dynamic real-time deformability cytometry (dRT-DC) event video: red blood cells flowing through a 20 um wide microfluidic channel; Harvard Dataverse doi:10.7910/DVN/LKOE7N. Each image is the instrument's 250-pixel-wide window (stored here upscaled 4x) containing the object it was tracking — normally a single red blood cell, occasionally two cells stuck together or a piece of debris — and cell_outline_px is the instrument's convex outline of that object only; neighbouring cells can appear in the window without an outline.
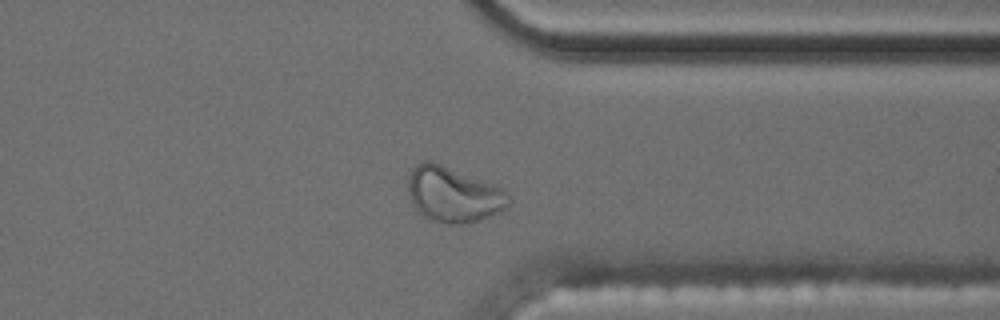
{"species": "common noctule bat (a hibernating species)", "species_latin": "Nyctalus noctula", "temperature_condition": "cold", "stored_images_in_passage": 46, "camera_frame_rate_fps": 3000, "um_per_image_px": 0.085, "animal": {"sex": "male", "body_mass_g": 17.5, "forearm_length_mm": 52.3}, "frame": {"image": 1, "passage_image": 33, "time_ms": 10.667, "image_size_px": [1000, 320], "cell_outline_px": [[512, 200], [504, 208], [488, 216], [464, 224], [448, 224], [432, 220], [424, 216], [412, 204], [408, 192], [408, 176], [412, 168], [416, 164], [424, 160], [432, 160], [492, 184], [500, 188]], "centroid_in_image_um": [38.47, 16.51], "position_along_channel_um": 372.9, "area_um2": 32.02}, "authors_computed_cell_mechanics": {"area_um2": 22.0507, "velocity_mm_per_s": 3.4951, "shape_relaxation_time_tau1_ms": null, "shape_relaxation_time_tau2_ms": 1.787, "deformation_change_tau1": null, "deformation_change_tau2": 0.0598}}